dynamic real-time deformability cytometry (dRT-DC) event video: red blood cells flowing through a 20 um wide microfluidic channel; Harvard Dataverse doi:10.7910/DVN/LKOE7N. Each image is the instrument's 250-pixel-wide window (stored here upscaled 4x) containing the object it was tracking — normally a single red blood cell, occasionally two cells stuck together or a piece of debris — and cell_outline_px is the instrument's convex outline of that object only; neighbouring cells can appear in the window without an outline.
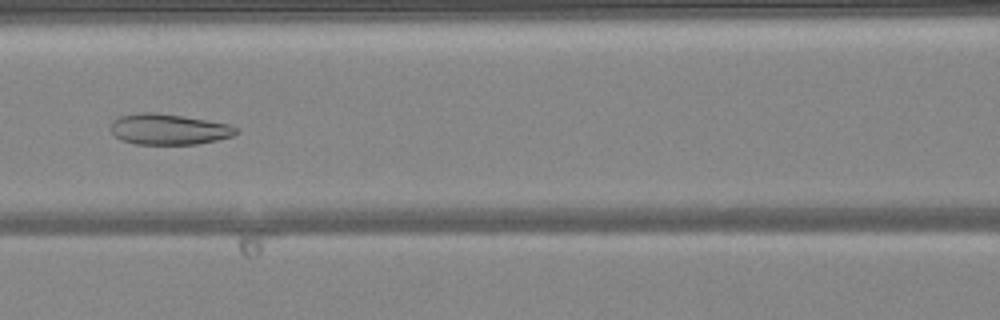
{"species": "common noctule bat (a hibernating species)", "species_latin": "Nyctalus noctula", "temperature_condition": "warm", "stored_images_in_passage": 34, "camera_frame_rate_fps": 3000, "um_per_image_px": 0.085, "animal": {"sex": "female", "body_mass_g": 24.6, "forearm_length_mm": 56.2}, "frame": {"image": 1, "passage_image": 7, "time_ms": 2.0, "image_size_px": [1000, 320], "cell_outline_px": [[240, 132], [232, 136], [216, 140], [196, 144], [136, 144], [120, 140], [112, 132], [112, 120], [120, 116], [140, 112], [156, 112], [228, 124], [236, 128]], "centroid_in_image_um": [14.32, 10.99], "position_along_channel_um": 152.3, "area_um2": 22.25}}
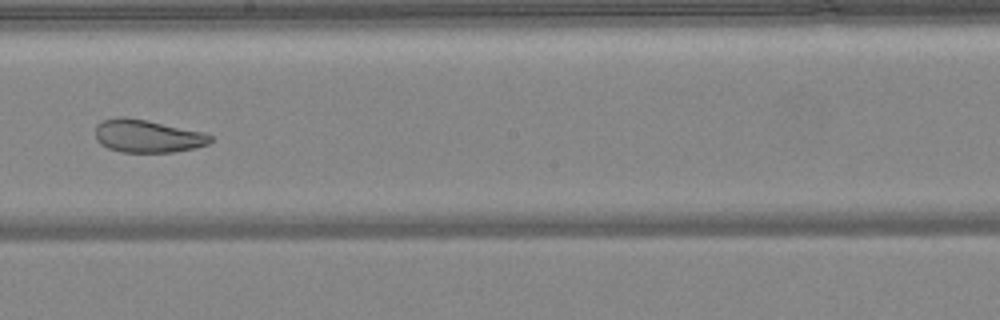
{"frame": {"image": 2, "passage_image": 13, "time_ms": 4.0, "image_size_px": [1000, 320], "cell_outline_px": [[212, 140], [208, 144], [196, 148], [172, 152], [124, 152], [108, 148], [100, 144], [96, 140], [96, 124], [104, 120], [116, 116], [124, 116], [148, 120], [204, 132], [212, 136]], "centroid_in_image_um": [12.53, 11.56], "position_along_channel_um": 235.7, "area_um2": 22.2}}
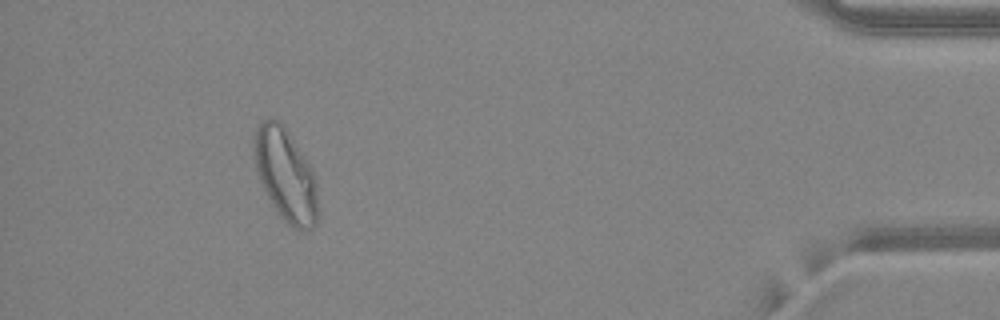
{"frame": {"image": 3, "passage_image": 30, "time_ms": 9.667, "image_size_px": [1000, 320], "cell_outline_px": [[320, 212], [316, 224], [312, 228], [300, 232], [288, 224], [280, 216], [272, 204], [256, 172], [256, 124], [264, 120], [280, 120], [288, 132], [308, 164], [312, 172], [316, 184]], "centroid_in_image_um": [24.32, 14.96], "position_along_channel_um": 410.9, "area_um2": 33.81}, "authors_computed_cell_mechanics": {"area_um2": 23.9581, "velocity_mm_per_s": 4.1786, "shape_relaxation_time_tau1_ms": null, "shape_relaxation_time_tau2_ms": 1.519, "deformation_change_tau1": null, "deformation_change_tau2": 0.0662}}